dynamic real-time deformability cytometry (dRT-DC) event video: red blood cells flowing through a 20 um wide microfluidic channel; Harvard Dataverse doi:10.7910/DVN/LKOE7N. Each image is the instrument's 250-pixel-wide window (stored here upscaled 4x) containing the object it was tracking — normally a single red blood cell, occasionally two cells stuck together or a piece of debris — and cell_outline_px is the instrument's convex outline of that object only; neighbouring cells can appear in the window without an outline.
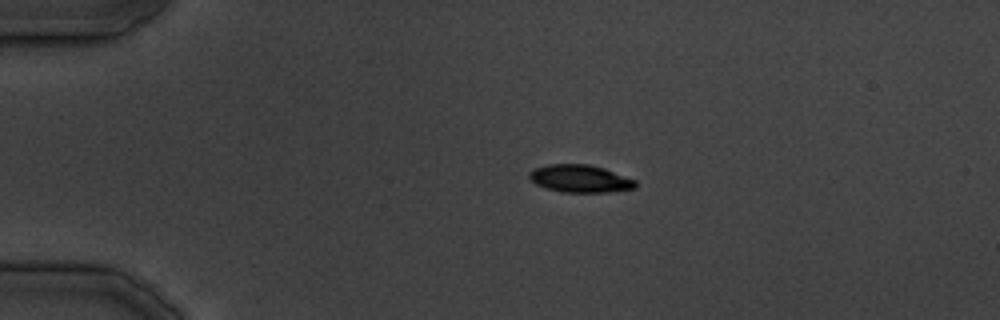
{"species": "common noctule bat (a hibernating species)", "species_latin": "Nyctalus noctula", "temperature_condition": "cold", "stored_images_in_passage": 5, "camera_frame_rate_fps": 3000, "um_per_image_px": 0.085, "animal": {"sex": "male", "body_mass_g": 19.5, "forearm_length_mm": 54.6}, "frame": {"image": 1, "passage_image": 1, "time_ms": 0.0, "image_size_px": [1000, 320], "cell_outline_px": [[636, 188], [608, 192], [560, 192], [536, 184], [528, 176], [528, 172], [536, 168], [548, 164], [588, 164], [604, 168], [636, 180]], "centroid_in_image_um": [49.31, 15.18], "position_along_channel_um": 35.7, "area_um2": 16.99}}